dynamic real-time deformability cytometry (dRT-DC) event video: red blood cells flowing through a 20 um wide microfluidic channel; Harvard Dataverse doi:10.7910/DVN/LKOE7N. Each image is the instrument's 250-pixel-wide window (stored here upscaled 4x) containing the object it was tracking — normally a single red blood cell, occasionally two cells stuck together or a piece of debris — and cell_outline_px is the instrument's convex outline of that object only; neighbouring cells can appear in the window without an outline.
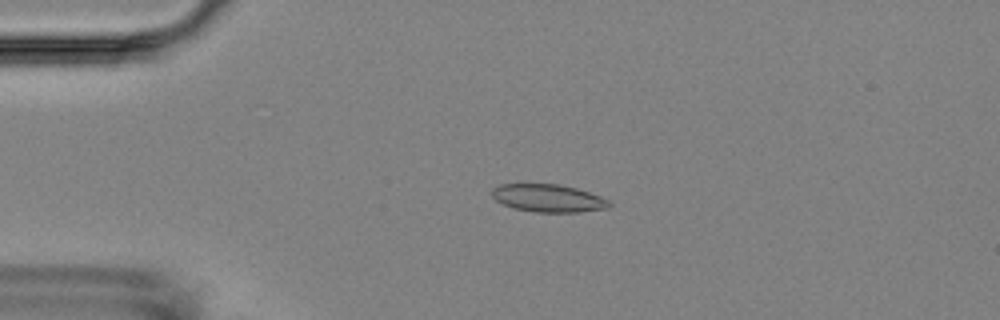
{"species": "Egyptian fruit bat (a non-hibernating species)", "species_latin": "Rousettus aegyptiacus", "temperature_condition": "room temperature", "stored_images_in_passage": 1, "camera_frame_rate_fps": 3000, "um_per_image_px": 0.085, "animal": {"sex": "female"}, "frame": {"image": 1, "passage_image": 1, "time_ms": 0.0, "image_size_px": [1000, 320], "cell_outline_px": [[612, 204], [608, 208], [576, 212], [536, 212], [516, 208], [504, 204], [496, 200], [492, 196], [492, 188], [500, 184], [560, 184], [576, 188], [600, 196], [608, 200]], "centroid_in_image_um": [46.61, 16.83], "position_along_channel_um": 38.4, "area_um2": 18.79}}